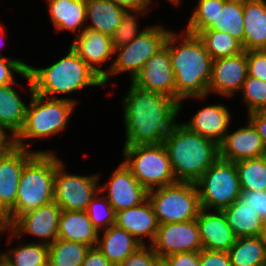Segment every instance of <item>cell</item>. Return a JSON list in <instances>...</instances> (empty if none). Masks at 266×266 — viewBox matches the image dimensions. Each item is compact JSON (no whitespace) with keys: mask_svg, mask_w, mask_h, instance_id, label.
I'll return each mask as SVG.
<instances>
[{"mask_svg":"<svg viewBox=\"0 0 266 266\" xmlns=\"http://www.w3.org/2000/svg\"><path fill=\"white\" fill-rule=\"evenodd\" d=\"M121 98L125 128L124 146L163 144L179 116L172 97L141 89L130 83Z\"/></svg>","mask_w":266,"mask_h":266,"instance_id":"1","label":"cell"},{"mask_svg":"<svg viewBox=\"0 0 266 266\" xmlns=\"http://www.w3.org/2000/svg\"><path fill=\"white\" fill-rule=\"evenodd\" d=\"M165 44L169 49L175 76L176 101L179 103L180 114L183 100L207 98L212 58L198 35L186 31L183 35H178L171 30Z\"/></svg>","mask_w":266,"mask_h":266,"instance_id":"2","label":"cell"},{"mask_svg":"<svg viewBox=\"0 0 266 266\" xmlns=\"http://www.w3.org/2000/svg\"><path fill=\"white\" fill-rule=\"evenodd\" d=\"M177 182L195 183L219 157V145L176 121L163 143Z\"/></svg>","mask_w":266,"mask_h":266,"instance_id":"3","label":"cell"},{"mask_svg":"<svg viewBox=\"0 0 266 266\" xmlns=\"http://www.w3.org/2000/svg\"><path fill=\"white\" fill-rule=\"evenodd\" d=\"M34 93L47 98L72 94L84 87H103L102 78L70 46L67 54L44 68L28 65ZM56 94V95H55Z\"/></svg>","mask_w":266,"mask_h":266,"instance_id":"4","label":"cell"},{"mask_svg":"<svg viewBox=\"0 0 266 266\" xmlns=\"http://www.w3.org/2000/svg\"><path fill=\"white\" fill-rule=\"evenodd\" d=\"M28 82L30 102L26 110L24 126L17 134V146L30 149L27 139H45L65 130L78 101L72 98H47L34 93L28 70L22 75Z\"/></svg>","mask_w":266,"mask_h":266,"instance_id":"5","label":"cell"},{"mask_svg":"<svg viewBox=\"0 0 266 266\" xmlns=\"http://www.w3.org/2000/svg\"><path fill=\"white\" fill-rule=\"evenodd\" d=\"M56 153H35L24 165L15 206L8 212L9 225L20 214L54 201V178L61 162Z\"/></svg>","mask_w":266,"mask_h":266,"instance_id":"6","label":"cell"},{"mask_svg":"<svg viewBox=\"0 0 266 266\" xmlns=\"http://www.w3.org/2000/svg\"><path fill=\"white\" fill-rule=\"evenodd\" d=\"M123 162L148 191L177 182L164 144L124 146Z\"/></svg>","mask_w":266,"mask_h":266,"instance_id":"7","label":"cell"},{"mask_svg":"<svg viewBox=\"0 0 266 266\" xmlns=\"http://www.w3.org/2000/svg\"><path fill=\"white\" fill-rule=\"evenodd\" d=\"M159 224L191 221L201 210L197 186L193 182H176L148 192Z\"/></svg>","mask_w":266,"mask_h":266,"instance_id":"8","label":"cell"},{"mask_svg":"<svg viewBox=\"0 0 266 266\" xmlns=\"http://www.w3.org/2000/svg\"><path fill=\"white\" fill-rule=\"evenodd\" d=\"M171 30L165 29L162 25L147 26L145 30L126 45L114 49L117 55L108 69L105 70L103 85H109L112 75L124 72L131 74V80L140 69L166 42Z\"/></svg>","mask_w":266,"mask_h":266,"instance_id":"9","label":"cell"},{"mask_svg":"<svg viewBox=\"0 0 266 266\" xmlns=\"http://www.w3.org/2000/svg\"><path fill=\"white\" fill-rule=\"evenodd\" d=\"M195 184L200 206L207 210L222 211L232 205L241 194L235 163L220 158Z\"/></svg>","mask_w":266,"mask_h":266,"instance_id":"10","label":"cell"},{"mask_svg":"<svg viewBox=\"0 0 266 266\" xmlns=\"http://www.w3.org/2000/svg\"><path fill=\"white\" fill-rule=\"evenodd\" d=\"M63 160L57 165L54 178V202L66 211H86L99 191L100 175H78L66 172Z\"/></svg>","mask_w":266,"mask_h":266,"instance_id":"11","label":"cell"},{"mask_svg":"<svg viewBox=\"0 0 266 266\" xmlns=\"http://www.w3.org/2000/svg\"><path fill=\"white\" fill-rule=\"evenodd\" d=\"M61 212L62 209L53 201L18 215L8 228L0 229V234L8 232L10 236L7 240L8 244L11 243L13 238L18 240L22 236L24 237L25 234H29L41 239L40 243L49 246L57 239Z\"/></svg>","mask_w":266,"mask_h":266,"instance_id":"12","label":"cell"},{"mask_svg":"<svg viewBox=\"0 0 266 266\" xmlns=\"http://www.w3.org/2000/svg\"><path fill=\"white\" fill-rule=\"evenodd\" d=\"M150 246L162 259L176 253L199 252L203 249V245L196 219L159 224L155 239Z\"/></svg>","mask_w":266,"mask_h":266,"instance_id":"13","label":"cell"},{"mask_svg":"<svg viewBox=\"0 0 266 266\" xmlns=\"http://www.w3.org/2000/svg\"><path fill=\"white\" fill-rule=\"evenodd\" d=\"M99 191L106 197L115 213L145 202L149 192L138 182L123 161L110 175L106 184L99 185ZM105 192L108 194L105 195Z\"/></svg>","mask_w":266,"mask_h":266,"instance_id":"14","label":"cell"},{"mask_svg":"<svg viewBox=\"0 0 266 266\" xmlns=\"http://www.w3.org/2000/svg\"><path fill=\"white\" fill-rule=\"evenodd\" d=\"M130 81L141 89L170 96L176 100L175 76L168 46L165 44L146 61V64Z\"/></svg>","mask_w":266,"mask_h":266,"instance_id":"15","label":"cell"},{"mask_svg":"<svg viewBox=\"0 0 266 266\" xmlns=\"http://www.w3.org/2000/svg\"><path fill=\"white\" fill-rule=\"evenodd\" d=\"M247 76V51L212 60L208 95L212 92L226 98L233 97L241 90Z\"/></svg>","mask_w":266,"mask_h":266,"instance_id":"16","label":"cell"},{"mask_svg":"<svg viewBox=\"0 0 266 266\" xmlns=\"http://www.w3.org/2000/svg\"><path fill=\"white\" fill-rule=\"evenodd\" d=\"M266 155V147L253 124L247 120L244 127L229 132L219 144V157L229 162H238Z\"/></svg>","mask_w":266,"mask_h":266,"instance_id":"17","label":"cell"},{"mask_svg":"<svg viewBox=\"0 0 266 266\" xmlns=\"http://www.w3.org/2000/svg\"><path fill=\"white\" fill-rule=\"evenodd\" d=\"M35 153H53V151H35L17 147L10 154L0 158V205L7 212L15 206L24 165Z\"/></svg>","mask_w":266,"mask_h":266,"instance_id":"18","label":"cell"},{"mask_svg":"<svg viewBox=\"0 0 266 266\" xmlns=\"http://www.w3.org/2000/svg\"><path fill=\"white\" fill-rule=\"evenodd\" d=\"M70 46L102 79L105 77V70L100 66L115 57L110 36L86 28L75 36Z\"/></svg>","mask_w":266,"mask_h":266,"instance_id":"19","label":"cell"},{"mask_svg":"<svg viewBox=\"0 0 266 266\" xmlns=\"http://www.w3.org/2000/svg\"><path fill=\"white\" fill-rule=\"evenodd\" d=\"M203 249L228 251L237 237L227 223L222 211L201 208L196 218Z\"/></svg>","mask_w":266,"mask_h":266,"instance_id":"20","label":"cell"},{"mask_svg":"<svg viewBox=\"0 0 266 266\" xmlns=\"http://www.w3.org/2000/svg\"><path fill=\"white\" fill-rule=\"evenodd\" d=\"M115 225L131 234L138 243L147 245L143 238H148L149 245L155 239L159 223L149 199L140 205L115 213Z\"/></svg>","mask_w":266,"mask_h":266,"instance_id":"21","label":"cell"},{"mask_svg":"<svg viewBox=\"0 0 266 266\" xmlns=\"http://www.w3.org/2000/svg\"><path fill=\"white\" fill-rule=\"evenodd\" d=\"M231 116L226 105H205L204 108L197 111L189 121L182 124L191 131L219 145L224 139V136L228 133Z\"/></svg>","mask_w":266,"mask_h":266,"instance_id":"22","label":"cell"},{"mask_svg":"<svg viewBox=\"0 0 266 266\" xmlns=\"http://www.w3.org/2000/svg\"><path fill=\"white\" fill-rule=\"evenodd\" d=\"M51 23L56 31L69 30L79 35L86 29V0H46Z\"/></svg>","mask_w":266,"mask_h":266,"instance_id":"23","label":"cell"},{"mask_svg":"<svg viewBox=\"0 0 266 266\" xmlns=\"http://www.w3.org/2000/svg\"><path fill=\"white\" fill-rule=\"evenodd\" d=\"M243 24V50H266L265 0H251L243 5Z\"/></svg>","mask_w":266,"mask_h":266,"instance_id":"24","label":"cell"},{"mask_svg":"<svg viewBox=\"0 0 266 266\" xmlns=\"http://www.w3.org/2000/svg\"><path fill=\"white\" fill-rule=\"evenodd\" d=\"M98 233L86 211L62 210L58 225V239L95 247L98 243Z\"/></svg>","mask_w":266,"mask_h":266,"instance_id":"25","label":"cell"},{"mask_svg":"<svg viewBox=\"0 0 266 266\" xmlns=\"http://www.w3.org/2000/svg\"><path fill=\"white\" fill-rule=\"evenodd\" d=\"M96 247L114 266H118L141 245L131 234L114 224L99 231Z\"/></svg>","mask_w":266,"mask_h":266,"instance_id":"26","label":"cell"},{"mask_svg":"<svg viewBox=\"0 0 266 266\" xmlns=\"http://www.w3.org/2000/svg\"><path fill=\"white\" fill-rule=\"evenodd\" d=\"M125 12V8L110 0H86V28L111 37Z\"/></svg>","mask_w":266,"mask_h":266,"instance_id":"27","label":"cell"},{"mask_svg":"<svg viewBox=\"0 0 266 266\" xmlns=\"http://www.w3.org/2000/svg\"><path fill=\"white\" fill-rule=\"evenodd\" d=\"M227 223L237 238L261 236L263 220L258 213L239 196L236 201L223 209Z\"/></svg>","mask_w":266,"mask_h":266,"instance_id":"28","label":"cell"},{"mask_svg":"<svg viewBox=\"0 0 266 266\" xmlns=\"http://www.w3.org/2000/svg\"><path fill=\"white\" fill-rule=\"evenodd\" d=\"M13 84L16 83L0 86V126L17 135L24 126L28 104L22 101Z\"/></svg>","mask_w":266,"mask_h":266,"instance_id":"29","label":"cell"},{"mask_svg":"<svg viewBox=\"0 0 266 266\" xmlns=\"http://www.w3.org/2000/svg\"><path fill=\"white\" fill-rule=\"evenodd\" d=\"M232 266H266V241L261 237H239L228 250Z\"/></svg>","mask_w":266,"mask_h":266,"instance_id":"30","label":"cell"},{"mask_svg":"<svg viewBox=\"0 0 266 266\" xmlns=\"http://www.w3.org/2000/svg\"><path fill=\"white\" fill-rule=\"evenodd\" d=\"M19 245L1 252L4 266H43L48 263V245L38 241Z\"/></svg>","mask_w":266,"mask_h":266,"instance_id":"31","label":"cell"},{"mask_svg":"<svg viewBox=\"0 0 266 266\" xmlns=\"http://www.w3.org/2000/svg\"><path fill=\"white\" fill-rule=\"evenodd\" d=\"M241 190L266 191V155L235 162Z\"/></svg>","mask_w":266,"mask_h":266,"instance_id":"32","label":"cell"},{"mask_svg":"<svg viewBox=\"0 0 266 266\" xmlns=\"http://www.w3.org/2000/svg\"><path fill=\"white\" fill-rule=\"evenodd\" d=\"M91 247L63 239H56L49 245V266H81Z\"/></svg>","mask_w":266,"mask_h":266,"instance_id":"33","label":"cell"},{"mask_svg":"<svg viewBox=\"0 0 266 266\" xmlns=\"http://www.w3.org/2000/svg\"><path fill=\"white\" fill-rule=\"evenodd\" d=\"M197 35L204 43L212 60L235 56L244 51L241 43L229 33L218 30H203Z\"/></svg>","mask_w":266,"mask_h":266,"instance_id":"34","label":"cell"},{"mask_svg":"<svg viewBox=\"0 0 266 266\" xmlns=\"http://www.w3.org/2000/svg\"><path fill=\"white\" fill-rule=\"evenodd\" d=\"M206 30L229 33L242 44L244 42L243 5L225 1L216 20Z\"/></svg>","mask_w":266,"mask_h":266,"instance_id":"35","label":"cell"},{"mask_svg":"<svg viewBox=\"0 0 266 266\" xmlns=\"http://www.w3.org/2000/svg\"><path fill=\"white\" fill-rule=\"evenodd\" d=\"M225 0H198L197 6L189 17L186 32L197 35L206 30L216 20L219 10H222Z\"/></svg>","mask_w":266,"mask_h":266,"instance_id":"36","label":"cell"},{"mask_svg":"<svg viewBox=\"0 0 266 266\" xmlns=\"http://www.w3.org/2000/svg\"><path fill=\"white\" fill-rule=\"evenodd\" d=\"M147 11L148 9L126 10L121 23L111 36L113 49L128 44L145 30L144 28L139 30L137 19L138 15L144 16Z\"/></svg>","mask_w":266,"mask_h":266,"instance_id":"37","label":"cell"},{"mask_svg":"<svg viewBox=\"0 0 266 266\" xmlns=\"http://www.w3.org/2000/svg\"><path fill=\"white\" fill-rule=\"evenodd\" d=\"M86 212L98 232L115 224V211L100 191L92 198Z\"/></svg>","mask_w":266,"mask_h":266,"instance_id":"38","label":"cell"},{"mask_svg":"<svg viewBox=\"0 0 266 266\" xmlns=\"http://www.w3.org/2000/svg\"><path fill=\"white\" fill-rule=\"evenodd\" d=\"M243 102L247 105V114L266 110V82L247 76L241 90Z\"/></svg>","mask_w":266,"mask_h":266,"instance_id":"39","label":"cell"},{"mask_svg":"<svg viewBox=\"0 0 266 266\" xmlns=\"http://www.w3.org/2000/svg\"><path fill=\"white\" fill-rule=\"evenodd\" d=\"M28 70V64L13 57H0V86L15 82V74L23 75Z\"/></svg>","mask_w":266,"mask_h":266,"instance_id":"40","label":"cell"},{"mask_svg":"<svg viewBox=\"0 0 266 266\" xmlns=\"http://www.w3.org/2000/svg\"><path fill=\"white\" fill-rule=\"evenodd\" d=\"M159 259L150 245H143L118 266H155Z\"/></svg>","mask_w":266,"mask_h":266,"instance_id":"41","label":"cell"},{"mask_svg":"<svg viewBox=\"0 0 266 266\" xmlns=\"http://www.w3.org/2000/svg\"><path fill=\"white\" fill-rule=\"evenodd\" d=\"M248 76L266 82V50L247 51Z\"/></svg>","mask_w":266,"mask_h":266,"instance_id":"42","label":"cell"},{"mask_svg":"<svg viewBox=\"0 0 266 266\" xmlns=\"http://www.w3.org/2000/svg\"><path fill=\"white\" fill-rule=\"evenodd\" d=\"M240 196L244 199L245 204L253 208L263 221L266 220V191L241 190Z\"/></svg>","mask_w":266,"mask_h":266,"instance_id":"43","label":"cell"},{"mask_svg":"<svg viewBox=\"0 0 266 266\" xmlns=\"http://www.w3.org/2000/svg\"><path fill=\"white\" fill-rule=\"evenodd\" d=\"M200 266H232L228 251H199Z\"/></svg>","mask_w":266,"mask_h":266,"instance_id":"44","label":"cell"},{"mask_svg":"<svg viewBox=\"0 0 266 266\" xmlns=\"http://www.w3.org/2000/svg\"><path fill=\"white\" fill-rule=\"evenodd\" d=\"M169 266H200L199 252H184L163 258Z\"/></svg>","mask_w":266,"mask_h":266,"instance_id":"45","label":"cell"},{"mask_svg":"<svg viewBox=\"0 0 266 266\" xmlns=\"http://www.w3.org/2000/svg\"><path fill=\"white\" fill-rule=\"evenodd\" d=\"M17 147V135L10 129L0 126V158L10 154Z\"/></svg>","mask_w":266,"mask_h":266,"instance_id":"46","label":"cell"},{"mask_svg":"<svg viewBox=\"0 0 266 266\" xmlns=\"http://www.w3.org/2000/svg\"><path fill=\"white\" fill-rule=\"evenodd\" d=\"M81 266H114L95 246L91 247L86 253Z\"/></svg>","mask_w":266,"mask_h":266,"instance_id":"47","label":"cell"},{"mask_svg":"<svg viewBox=\"0 0 266 266\" xmlns=\"http://www.w3.org/2000/svg\"><path fill=\"white\" fill-rule=\"evenodd\" d=\"M248 120L253 124L266 147V110H258L248 114Z\"/></svg>","mask_w":266,"mask_h":266,"instance_id":"48","label":"cell"},{"mask_svg":"<svg viewBox=\"0 0 266 266\" xmlns=\"http://www.w3.org/2000/svg\"><path fill=\"white\" fill-rule=\"evenodd\" d=\"M120 7L126 10H136V9H148L153 3V0H110Z\"/></svg>","mask_w":266,"mask_h":266,"instance_id":"49","label":"cell"},{"mask_svg":"<svg viewBox=\"0 0 266 266\" xmlns=\"http://www.w3.org/2000/svg\"><path fill=\"white\" fill-rule=\"evenodd\" d=\"M9 227V213L0 205V229Z\"/></svg>","mask_w":266,"mask_h":266,"instance_id":"50","label":"cell"},{"mask_svg":"<svg viewBox=\"0 0 266 266\" xmlns=\"http://www.w3.org/2000/svg\"><path fill=\"white\" fill-rule=\"evenodd\" d=\"M5 32L6 31H5L4 26L0 23V48H1V46L3 47V44L5 43V40H4L5 39V35H6ZM0 57H6V56L0 54Z\"/></svg>","mask_w":266,"mask_h":266,"instance_id":"51","label":"cell"},{"mask_svg":"<svg viewBox=\"0 0 266 266\" xmlns=\"http://www.w3.org/2000/svg\"><path fill=\"white\" fill-rule=\"evenodd\" d=\"M225 1L244 5L246 2L251 1V0H225Z\"/></svg>","mask_w":266,"mask_h":266,"instance_id":"52","label":"cell"},{"mask_svg":"<svg viewBox=\"0 0 266 266\" xmlns=\"http://www.w3.org/2000/svg\"><path fill=\"white\" fill-rule=\"evenodd\" d=\"M155 266H169V265H168V263H167L164 259L160 258V259L156 262V265H155Z\"/></svg>","mask_w":266,"mask_h":266,"instance_id":"53","label":"cell"},{"mask_svg":"<svg viewBox=\"0 0 266 266\" xmlns=\"http://www.w3.org/2000/svg\"><path fill=\"white\" fill-rule=\"evenodd\" d=\"M261 237L266 241V220L263 221V231Z\"/></svg>","mask_w":266,"mask_h":266,"instance_id":"54","label":"cell"},{"mask_svg":"<svg viewBox=\"0 0 266 266\" xmlns=\"http://www.w3.org/2000/svg\"><path fill=\"white\" fill-rule=\"evenodd\" d=\"M167 1H169L170 3L172 2V4L177 6L181 3L182 0H167Z\"/></svg>","mask_w":266,"mask_h":266,"instance_id":"55","label":"cell"},{"mask_svg":"<svg viewBox=\"0 0 266 266\" xmlns=\"http://www.w3.org/2000/svg\"><path fill=\"white\" fill-rule=\"evenodd\" d=\"M0 266H4L3 257L1 255V253H0Z\"/></svg>","mask_w":266,"mask_h":266,"instance_id":"56","label":"cell"}]
</instances>
